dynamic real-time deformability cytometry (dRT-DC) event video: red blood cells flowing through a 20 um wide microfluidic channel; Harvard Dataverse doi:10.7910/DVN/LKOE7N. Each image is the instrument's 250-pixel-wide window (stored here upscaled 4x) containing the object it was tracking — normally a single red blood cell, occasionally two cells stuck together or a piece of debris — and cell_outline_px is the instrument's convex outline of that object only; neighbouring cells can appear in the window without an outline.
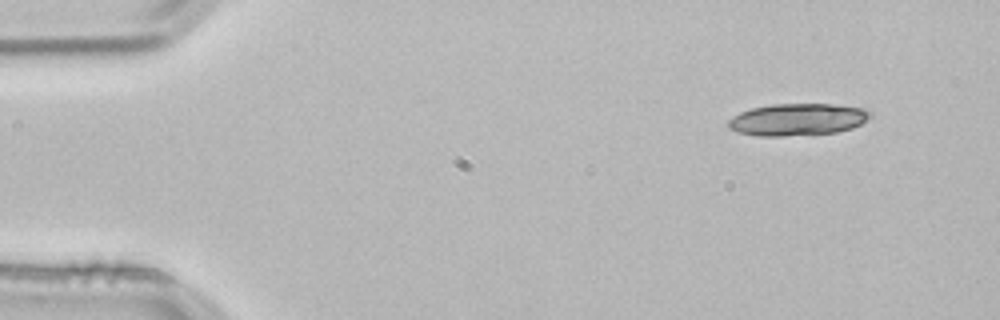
{"species": "common noctule bat (a hibernating species)", "species_latin": "Nyctalus noctula", "temperature_condition": "room temperature", "stored_images_in_passage": 4, "camera_frame_rate_fps": 3000, "um_per_image_px": 0.085, "animal": {"sex": "male", "body_mass_g": 21.5, "forearm_length_mm": 52.0}, "frame": {"image": 1, "passage_image": 1, "time_ms": 0.0, "image_size_px": [1000, 320], "cell_outline_px": [[872, 116], [860, 124], [852, 128], [836, 132], [784, 136], [756, 136], [736, 132], [728, 128], [728, 120], [732, 116], [740, 112], [752, 108], [772, 104], [832, 104], [868, 108], [872, 112]], "centroid_in_image_um": [67.79, 10.15], "position_along_channel_um": 17.2, "area_um2": 26.76}}